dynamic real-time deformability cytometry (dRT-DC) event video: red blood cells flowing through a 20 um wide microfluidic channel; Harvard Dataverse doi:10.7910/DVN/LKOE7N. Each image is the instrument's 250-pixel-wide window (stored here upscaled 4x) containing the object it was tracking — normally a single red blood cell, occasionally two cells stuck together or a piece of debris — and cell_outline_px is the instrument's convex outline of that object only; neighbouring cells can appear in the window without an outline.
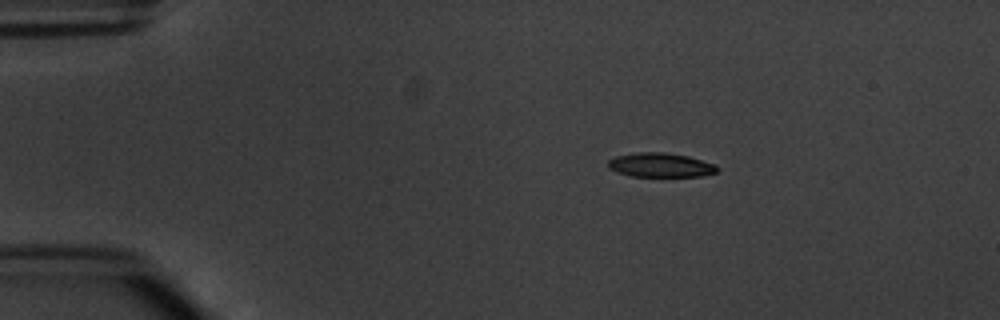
{"species": "common noctule bat (a hibernating species)", "species_latin": "Nyctalus noctula", "temperature_condition": "warm", "stored_images_in_passage": 4, "camera_frame_rate_fps": 3000, "um_per_image_px": 0.085, "animal": {"sex": "male", "body_mass_g": 20.1, "forearm_length_mm": 53.5}, "frame": {"image": 1, "passage_image": 2, "time_ms": 1.333, "image_size_px": [1000, 320], "cell_outline_px": [[720, 172], [704, 176], [632, 176], [616, 172], [608, 168], [608, 160], [616, 156], [636, 152], [664, 152], [688, 156], [716, 164], [720, 168]], "centroid_in_image_um": [56.19, 14.03], "position_along_channel_um": 28.8, "area_um2": 15.61}}
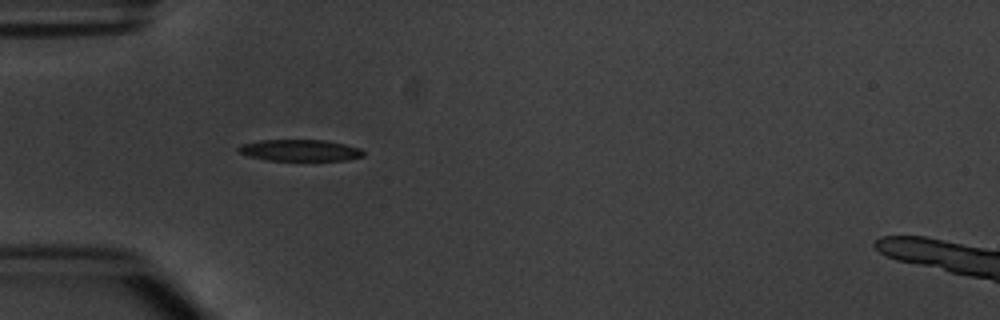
{"frame": {"image": 2, "passage_image": 4, "time_ms": 3.667, "image_size_px": [1000, 320], "cell_outline_px": [[364, 156], [348, 160], [268, 160], [248, 156], [240, 152], [236, 148], [240, 144], [260, 140], [324, 140], [344, 144], [360, 148], [364, 152]], "centroid_in_image_um": [25.49, 12.77], "position_along_channel_um": 59.5, "area_um2": 15.61}}